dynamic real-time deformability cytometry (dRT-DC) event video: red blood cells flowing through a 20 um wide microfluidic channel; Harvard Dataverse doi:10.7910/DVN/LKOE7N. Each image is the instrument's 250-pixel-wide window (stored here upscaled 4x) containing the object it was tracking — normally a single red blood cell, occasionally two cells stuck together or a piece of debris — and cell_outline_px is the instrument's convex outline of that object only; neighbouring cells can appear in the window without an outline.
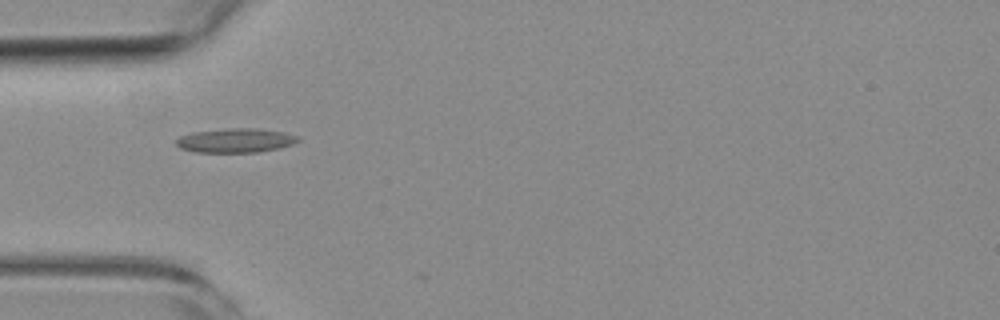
{"species": "common noctule bat (a hibernating species)", "species_latin": "Nyctalus noctula", "temperature_condition": "room temperature", "stored_images_in_passage": 17, "camera_frame_rate_fps": 3000, "um_per_image_px": 0.085, "animal": {"sex": "female", "body_mass_g": 19.3, "forearm_length_mm": 54.1}, "frame": {"image": 1, "passage_image": 1, "time_ms": 0.0, "image_size_px": [1000, 320], "cell_outline_px": [[300, 140], [292, 144], [276, 148], [256, 152], [196, 152], [180, 148], [176, 144], [176, 140], [180, 136], [192, 132], [228, 128], [256, 128], [284, 132], [300, 136]], "centroid_in_image_um": [20.02, 11.93], "position_along_channel_um": 65.0, "area_um2": 17.11}}
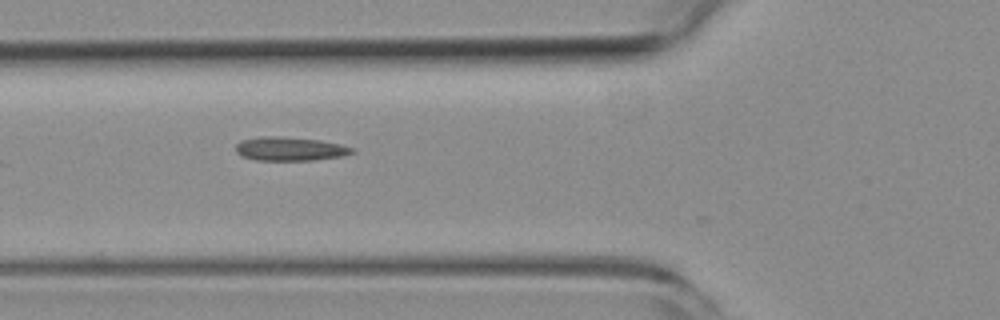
{"frame": {"image": 2, "passage_image": 4, "time_ms": 1.0, "image_size_px": [1000, 320], "cell_outline_px": [[356, 152], [340, 156], [312, 160], [256, 160], [240, 156], [236, 152], [236, 144], [240, 140], [260, 136], [280, 136], [320, 140], [340, 144], [356, 148]], "centroid_in_image_um": [24.63, 12.64], "position_along_channel_um": 101.2, "area_um2": 16.24}}
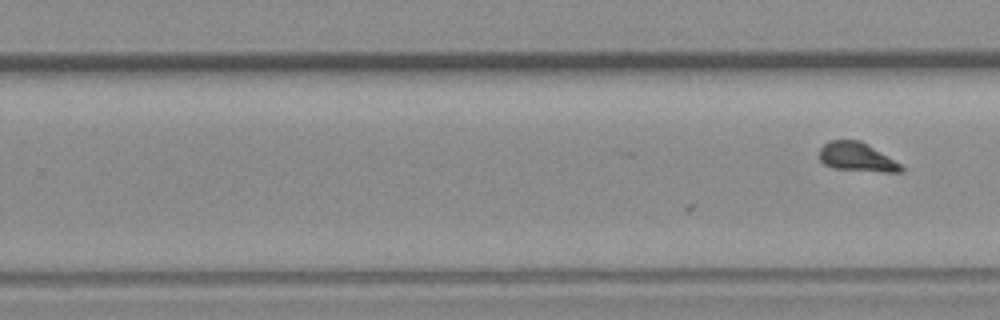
{"frame": {"image": 3, "passage_image": 17, "time_ms": 5.333, "image_size_px": [1000, 320], "cell_outline_px": [[904, 172], [884, 172], [832, 168], [824, 164], [820, 160], [820, 148], [828, 140], [860, 140], [868, 144], [900, 164], [904, 168]], "centroid_in_image_um": [72.82, 13.34], "position_along_channel_um": 257.0, "area_um2": 13.7}}